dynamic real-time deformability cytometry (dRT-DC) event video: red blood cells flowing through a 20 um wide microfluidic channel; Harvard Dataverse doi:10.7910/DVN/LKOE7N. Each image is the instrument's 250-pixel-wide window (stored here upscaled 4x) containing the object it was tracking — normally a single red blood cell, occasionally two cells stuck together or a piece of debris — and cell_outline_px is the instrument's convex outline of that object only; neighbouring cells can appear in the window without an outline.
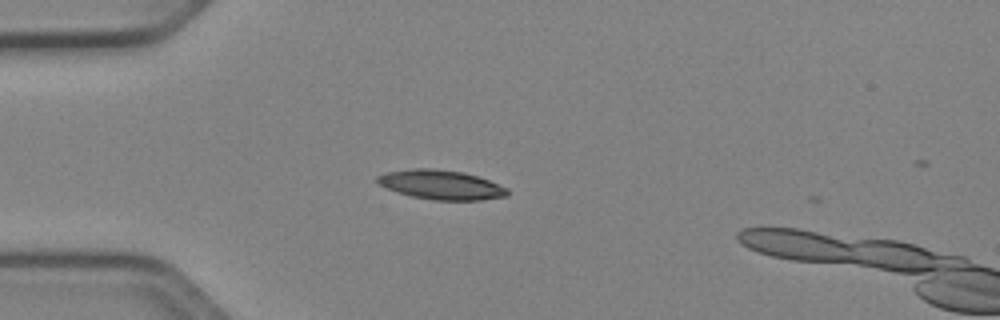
{"species": "Egyptian fruit bat (a non-hibernating species)", "species_latin": "Rousettus aegyptiacus", "temperature_condition": "cold", "stored_images_in_passage": 2, "camera_frame_rate_fps": 3000, "um_per_image_px": 0.085, "animal": {"sex": "female"}, "frame": {"image": 1, "passage_image": 1, "time_ms": 0.0, "image_size_px": [1000, 320], "cell_outline_px": [[508, 196], [480, 200], [436, 200], [412, 196], [388, 188], [380, 184], [376, 180], [376, 176], [388, 172], [412, 168], [432, 168], [464, 172], [488, 180], [508, 188]], "centroid_in_image_um": [37.52, 15.7], "position_along_channel_um": 47.5, "area_um2": 22.02}}